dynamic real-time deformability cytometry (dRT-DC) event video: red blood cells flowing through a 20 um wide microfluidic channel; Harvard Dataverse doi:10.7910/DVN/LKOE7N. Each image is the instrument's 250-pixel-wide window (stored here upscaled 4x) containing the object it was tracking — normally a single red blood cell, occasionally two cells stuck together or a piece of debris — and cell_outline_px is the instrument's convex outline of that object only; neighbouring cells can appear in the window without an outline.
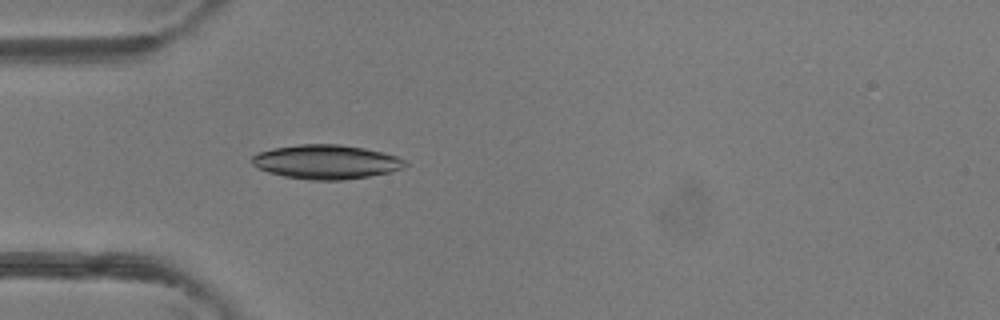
{"species": "common noctule bat (a hibernating species)", "species_latin": "Nyctalus noctula", "temperature_condition": "room temperature", "stored_images_in_passage": 40, "camera_frame_rate_fps": 3000, "um_per_image_px": 0.085, "animal": {"sex": "female"}, "frame": {"image": 1, "passage_image": 7, "time_ms": 2.0, "image_size_px": [1000, 320], "cell_outline_px": [[408, 164], [392, 172], [344, 180], [308, 180], [284, 176], [268, 172], [256, 168], [252, 164], [252, 156], [260, 152], [272, 148], [300, 144], [340, 144], [364, 148], [396, 156], [404, 160]], "centroid_in_image_um": [27.69, 13.76], "position_along_channel_um": 57.3, "area_um2": 30.46}}
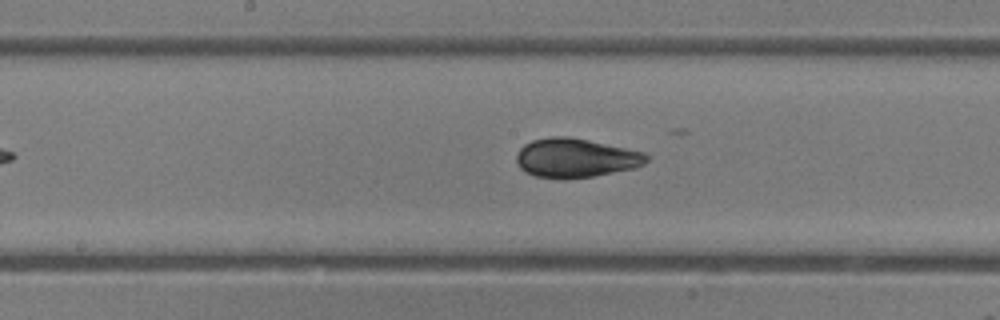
{"frame": {"image": 2, "passage_image": 17, "time_ms": 5.333, "image_size_px": [1000, 320], "cell_outline_px": [[648, 160], [644, 164], [636, 168], [592, 176], [564, 180], [536, 176], [524, 172], [520, 168], [516, 160], [516, 156], [520, 148], [524, 144], [532, 140], [552, 136], [568, 136], [588, 140], [644, 152], [648, 156]], "centroid_in_image_um": [48.91, 13.43], "position_along_channel_um": 199.3, "area_um2": 29.77}}
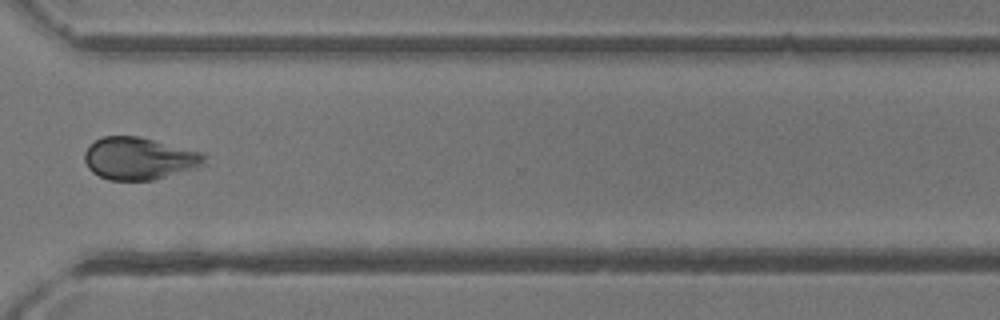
{"frame": {"image": 3, "passage_image": 28, "time_ms": 9.0, "image_size_px": [1000, 320], "cell_outline_px": [[208, 156], [204, 164], [200, 168], [152, 180], [108, 180], [92, 172], [88, 168], [84, 160], [84, 152], [88, 144], [104, 136], [140, 136], [204, 152]], "centroid_in_image_um": [11.87, 13.46], "position_along_channel_um": 358.7, "area_um2": 30.11}, "authors_computed_cell_mechanics": {"area_um2": 29.9115, "velocity_mm_per_s": 4.364, "shape_relaxation_time_tau1_ms": 2.8214, "shape_relaxation_time_tau2_ms": 0.9102, "deformation_change_tau1": 0.1495, "deformation_change_tau2": 0.0438}}